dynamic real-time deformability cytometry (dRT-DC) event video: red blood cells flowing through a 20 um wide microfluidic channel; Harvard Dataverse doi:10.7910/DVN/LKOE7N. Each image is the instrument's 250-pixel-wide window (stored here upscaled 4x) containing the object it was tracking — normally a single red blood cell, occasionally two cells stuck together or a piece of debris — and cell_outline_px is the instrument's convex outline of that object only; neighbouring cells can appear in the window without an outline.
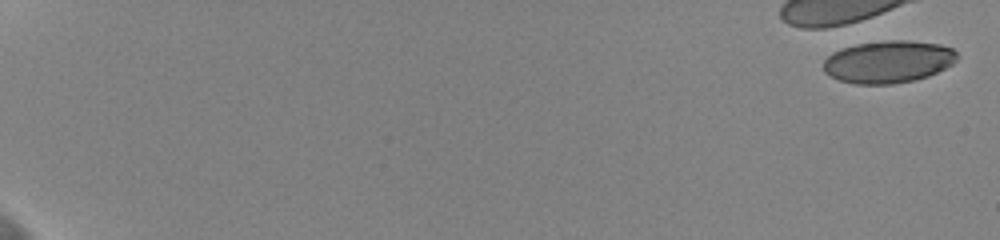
{"species": "human", "species_latin": "Homo sapiens", "temperature_condition": "cold", "stored_images_in_passage": 5, "camera_frame_rate_fps": 3000, "um_per_image_px": 0.085, "donor": {"sex": "female"}, "frame": {"image": 1, "passage_image": 1, "time_ms": 0.0, "image_size_px": [1000, 240], "cell_outline_px": [[956, 60], [952, 64], [928, 76], [916, 80], [892, 84], [852, 84], [840, 80], [824, 72], [824, 60], [832, 52], [840, 48], [856, 44], [888, 40], [908, 40], [940, 44], [952, 48], [956, 52]], "centroid_in_image_um": [75.49, 5.24], "position_along_channel_um": 9.5, "area_um2": 33.0}}